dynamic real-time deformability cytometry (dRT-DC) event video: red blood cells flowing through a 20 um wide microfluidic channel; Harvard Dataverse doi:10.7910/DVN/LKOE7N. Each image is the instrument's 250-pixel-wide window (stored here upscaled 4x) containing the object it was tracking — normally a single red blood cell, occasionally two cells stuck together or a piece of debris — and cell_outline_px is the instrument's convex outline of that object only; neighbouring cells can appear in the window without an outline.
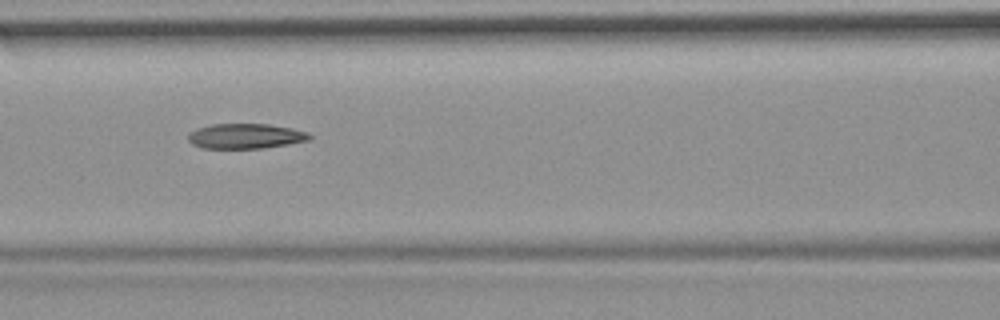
{"species": "common noctule bat (a hibernating species)", "species_latin": "Nyctalus noctula", "temperature_condition": "room temperature", "stored_images_in_passage": 11, "camera_frame_rate_fps": 3000, "um_per_image_px": 0.085, "animal": {"sex": "female", "body_mass_g": 19.9}, "frame": {"image": 1, "passage_image": 7, "time_ms": 2.0, "image_size_px": [1000, 320], "cell_outline_px": [[312, 140], [264, 148], [200, 148], [192, 144], [188, 140], [188, 132], [196, 128], [212, 124], [268, 124], [292, 128], [308, 132], [312, 136]], "centroid_in_image_um": [20.87, 11.57], "position_along_channel_um": 145.7, "area_um2": 17.92}}
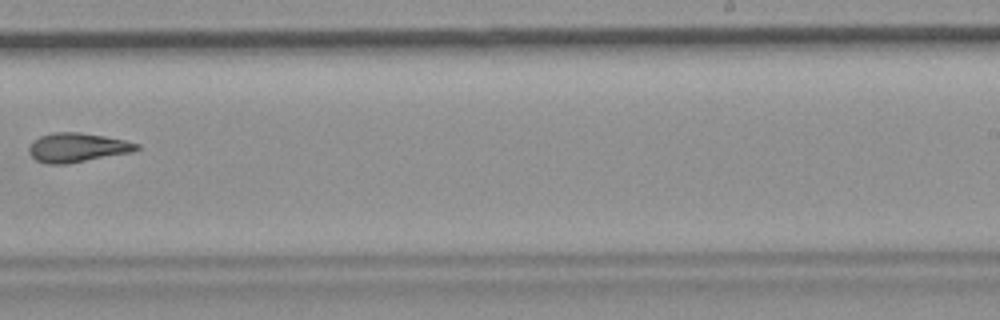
{"frame": {"image": 2, "passage_image": 10, "time_ms": 3.0, "image_size_px": [1000, 320], "cell_outline_px": [[140, 148], [132, 152], [68, 164], [48, 164], [36, 160], [28, 152], [28, 148], [32, 140], [40, 136], [52, 132], [80, 132], [104, 136], [124, 140], [140, 144]], "centroid_in_image_um": [6.55, 12.54], "position_along_channel_um": 282.5, "area_um2": 18.44}}